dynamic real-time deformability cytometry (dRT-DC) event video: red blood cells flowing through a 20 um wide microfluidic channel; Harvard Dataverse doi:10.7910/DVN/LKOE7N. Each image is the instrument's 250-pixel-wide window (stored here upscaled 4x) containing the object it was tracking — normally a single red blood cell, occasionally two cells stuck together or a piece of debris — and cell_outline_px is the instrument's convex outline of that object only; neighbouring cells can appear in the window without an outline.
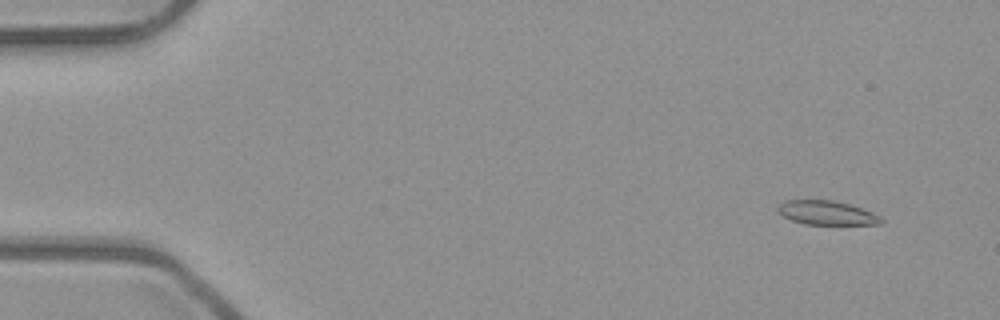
{"species": "common noctule bat (a hibernating species)", "species_latin": "Nyctalus noctula", "temperature_condition": "room temperature", "stored_images_in_passage": 8, "camera_frame_rate_fps": 3000, "um_per_image_px": 0.085, "animal": {"sex": "male", "body_mass_g": 23.1, "forearm_length_mm": 52.7}, "frame": {"image": 1, "passage_image": 2, "time_ms": 0.333, "image_size_px": [1000, 320], "cell_outline_px": [[884, 220], [880, 224], [804, 224], [792, 220], [784, 216], [776, 208], [784, 200], [832, 200], [848, 204], [872, 212], [880, 216]], "centroid_in_image_um": [70.27, 18.09], "position_along_channel_um": 14.7, "area_um2": 14.28}}
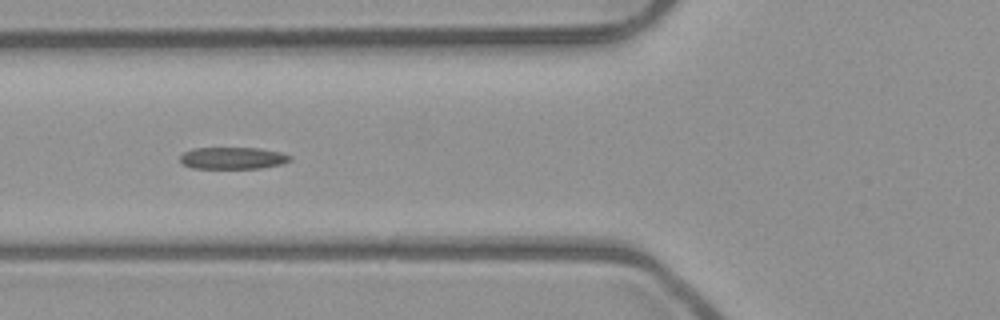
{"frame": {"image": 2, "passage_image": 6, "time_ms": 1.667, "image_size_px": [1000, 320], "cell_outline_px": [[292, 160], [280, 164], [260, 168], [192, 168], [184, 164], [180, 160], [180, 156], [184, 152], [192, 148], [260, 148], [280, 152], [292, 156]], "centroid_in_image_um": [19.79, 13.43], "position_along_channel_um": 106.0, "area_um2": 13.99}}
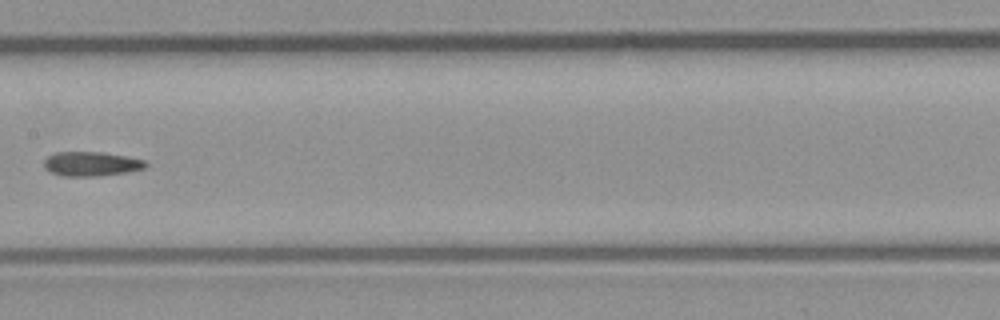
{"frame": {"image": 3, "passage_image": 8, "time_ms": 2.333, "image_size_px": [1000, 320], "cell_outline_px": [[148, 164], [144, 168], [124, 172], [100, 176], [60, 176], [44, 168], [44, 160], [48, 156], [56, 152], [104, 152], [144, 160]], "centroid_in_image_um": [7.72, 13.93], "position_along_channel_um": 199.7, "area_um2": 14.33}}